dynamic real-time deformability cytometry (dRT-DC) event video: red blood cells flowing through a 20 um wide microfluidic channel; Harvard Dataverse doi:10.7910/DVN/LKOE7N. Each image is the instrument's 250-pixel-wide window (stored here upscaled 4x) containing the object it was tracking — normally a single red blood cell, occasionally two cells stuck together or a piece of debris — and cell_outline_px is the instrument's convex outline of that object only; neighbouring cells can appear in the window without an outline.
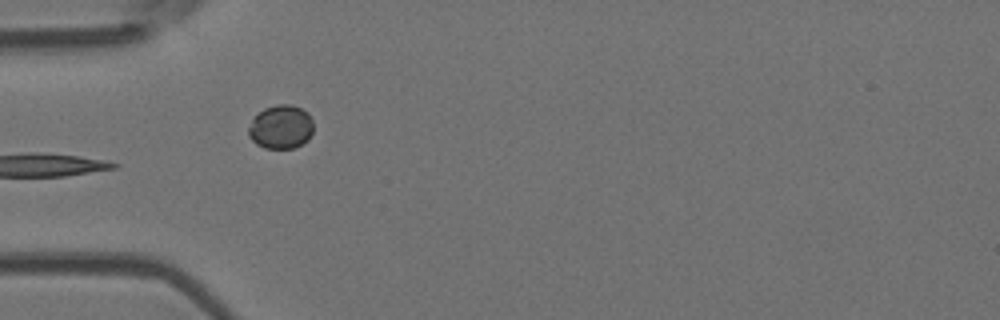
{"species": "Egyptian fruit bat (a non-hibernating species)", "species_latin": "Rousettus aegyptiacus", "temperature_condition": "room temperature", "stored_images_in_passage": 6, "camera_frame_rate_fps": 3000, "um_per_image_px": 0.085, "animal": {"sex": "female"}, "frame": {"image": 1, "passage_image": 5, "time_ms": 5.667, "image_size_px": [1000, 320], "cell_outline_px": [[312, 132], [308, 140], [292, 148], [264, 148], [256, 144], [248, 136], [248, 128], [252, 120], [264, 108], [276, 104], [292, 104], [308, 112], [312, 120]], "centroid_in_image_um": [23.87, 10.78], "position_along_channel_um": 61.1, "area_um2": 16.53}}
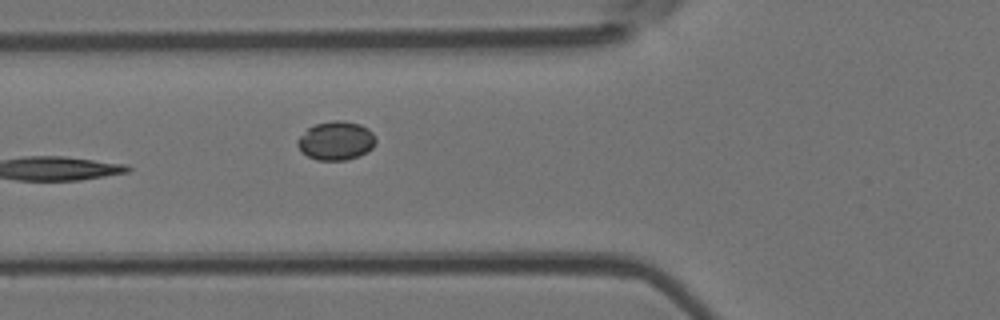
{"frame": {"image": 2, "passage_image": 6, "time_ms": 6.667, "image_size_px": [1000, 320], "cell_outline_px": [[376, 144], [372, 148], [356, 156], [344, 160], [316, 160], [308, 156], [296, 144], [296, 140], [308, 128], [316, 124], [332, 120], [344, 120], [360, 124], [368, 128], [372, 132], [376, 140]], "centroid_in_image_um": [28.56, 11.94], "position_along_channel_um": 97.2, "area_um2": 17.51}}